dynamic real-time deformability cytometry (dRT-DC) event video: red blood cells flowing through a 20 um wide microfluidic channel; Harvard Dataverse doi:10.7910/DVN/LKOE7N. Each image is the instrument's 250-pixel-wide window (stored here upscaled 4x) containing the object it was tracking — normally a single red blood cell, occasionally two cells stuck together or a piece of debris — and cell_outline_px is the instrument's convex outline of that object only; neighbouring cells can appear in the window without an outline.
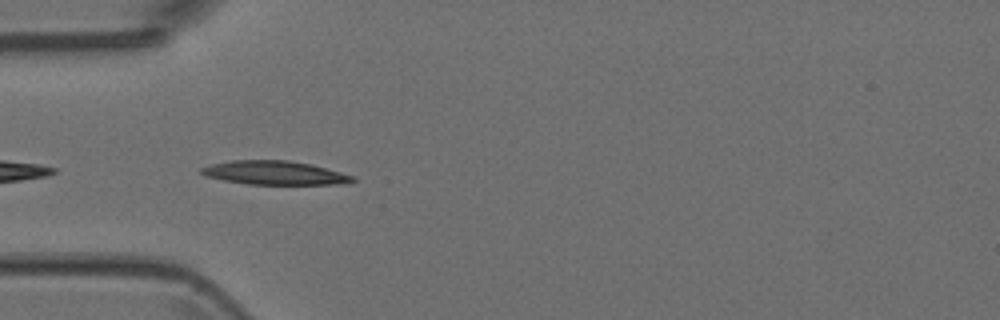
{"species": "Egyptian fruit bat (a non-hibernating species)", "species_latin": "Rousettus aegyptiacus", "temperature_condition": "room temperature", "stored_images_in_passage": 6, "camera_frame_rate_fps": 3000, "um_per_image_px": 0.085, "animal": {"sex": "female"}, "frame": {"image": 1, "passage_image": 5, "time_ms": 1.333, "image_size_px": [1000, 320], "cell_outline_px": [[356, 180], [348, 184], [248, 184], [224, 180], [204, 176], [200, 172], [200, 168], [212, 164], [232, 160], [288, 160], [312, 164], [340, 172], [352, 176]], "centroid_in_image_um": [23.34, 14.69], "position_along_channel_um": 61.7, "area_um2": 20.92}}
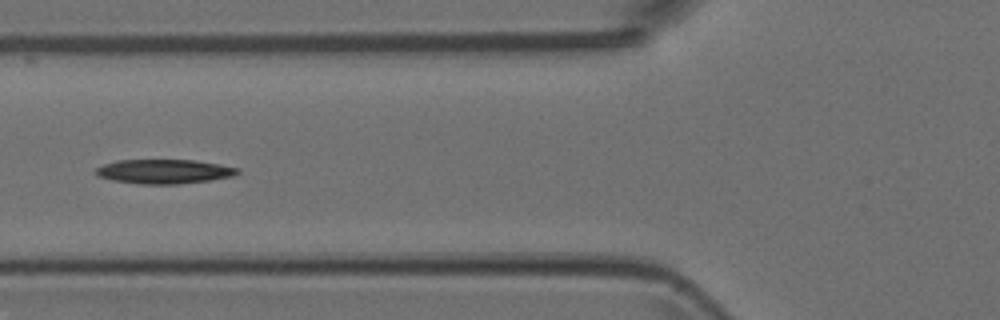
{"frame": {"image": 2, "passage_image": 6, "time_ms": 1.667, "image_size_px": [1000, 320], "cell_outline_px": [[240, 172], [232, 176], [212, 180], [176, 184], [136, 184], [112, 180], [96, 176], [92, 172], [96, 168], [104, 164], [116, 160], [196, 160], [220, 164], [240, 168]], "centroid_in_image_um": [13.92, 14.57], "position_along_channel_um": 111.9, "area_um2": 20.35}}